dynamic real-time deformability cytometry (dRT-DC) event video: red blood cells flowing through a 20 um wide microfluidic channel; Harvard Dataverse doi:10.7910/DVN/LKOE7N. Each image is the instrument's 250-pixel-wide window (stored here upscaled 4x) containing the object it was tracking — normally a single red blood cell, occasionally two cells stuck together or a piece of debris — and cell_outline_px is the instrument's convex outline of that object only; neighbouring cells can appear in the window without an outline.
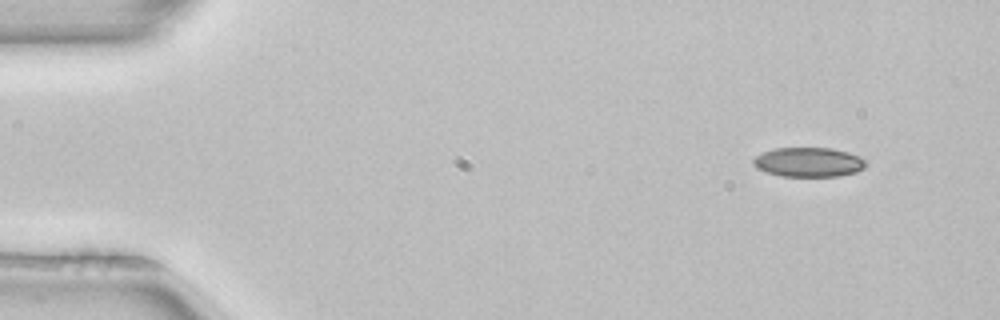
{"species": "common noctule bat (a hibernating species)", "species_latin": "Nyctalus noctula", "temperature_condition": "room temperature", "stored_images_in_passage": 3, "camera_frame_rate_fps": 3000, "um_per_image_px": 0.085, "animal": {"sex": "female", "body_mass_g": 22.7, "forearm_length_mm": 54.2}, "frame": {"image": 1, "passage_image": 1, "time_ms": 0.0, "image_size_px": [1000, 320], "cell_outline_px": [[864, 168], [856, 172], [840, 176], [780, 176], [756, 168], [752, 164], [752, 160], [756, 156], [764, 152], [776, 148], [832, 148], [848, 152], [860, 156], [864, 160]], "centroid_in_image_um": [68.72, 13.78], "position_along_channel_um": 16.3, "area_um2": 19.25}}